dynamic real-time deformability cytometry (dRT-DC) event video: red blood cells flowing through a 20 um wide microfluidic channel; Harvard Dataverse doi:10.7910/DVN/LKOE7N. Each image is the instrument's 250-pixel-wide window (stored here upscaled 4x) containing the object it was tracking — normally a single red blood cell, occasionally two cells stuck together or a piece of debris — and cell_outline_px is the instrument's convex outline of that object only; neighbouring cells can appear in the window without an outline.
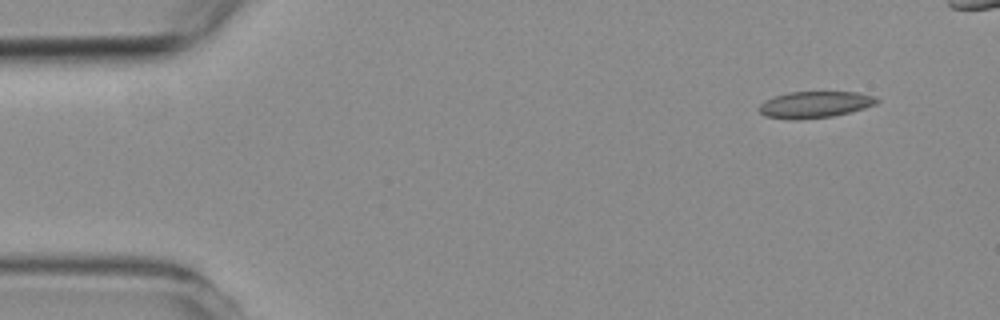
{"species": "common noctule bat (a hibernating species)", "species_latin": "Nyctalus noctula", "temperature_condition": "room temperature", "stored_images_in_passage": 4, "camera_frame_rate_fps": 3000, "um_per_image_px": 0.085, "animal": {"sex": "female", "body_mass_g": 19.3, "forearm_length_mm": 54.1}, "frame": {"image": 1, "passage_image": 1, "time_ms": 0.0, "image_size_px": [1000, 320], "cell_outline_px": [[880, 100], [876, 104], [864, 108], [832, 116], [788, 120], [764, 116], [756, 108], [764, 100], [788, 92], [856, 92], [876, 96]], "centroid_in_image_um": [69.23, 8.88], "position_along_channel_um": 15.8, "area_um2": 18.21}}